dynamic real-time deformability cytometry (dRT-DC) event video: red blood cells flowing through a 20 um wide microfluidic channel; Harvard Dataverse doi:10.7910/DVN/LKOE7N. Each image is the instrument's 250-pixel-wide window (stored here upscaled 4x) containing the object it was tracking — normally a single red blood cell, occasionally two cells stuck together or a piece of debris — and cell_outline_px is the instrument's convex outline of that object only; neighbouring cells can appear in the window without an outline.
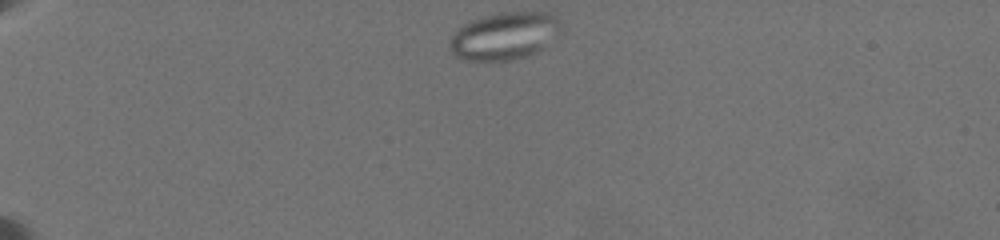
{"species": "common noctule bat (a hibernating species)", "species_latin": "Nyctalus noctula", "temperature_condition": "warm", "stored_images_in_passage": 72, "camera_frame_rate_fps": 3000, "um_per_image_px": 0.085, "animal": {"sex": "female", "body_mass_g": 19.5, "forearm_length_mm": 54.1}, "frame": {"image": 1, "passage_image": 1, "time_ms": 0.0, "image_size_px": [1000, 240], "cell_outline_px": [[560, 32], [536, 52], [528, 56], [508, 60], [464, 60], [456, 56], [448, 48], [452, 36], [464, 24], [472, 20], [484, 16], [500, 12], [548, 12], [556, 16], [560, 20]], "centroid_in_image_um": [42.88, 3.04], "position_along_channel_um": 42.1, "area_um2": 30.46}}
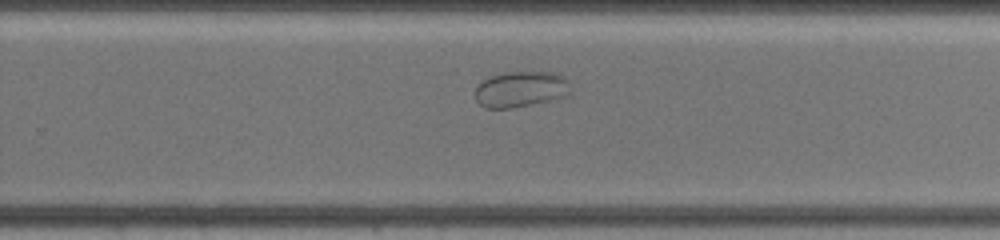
{"frame": {"image": 2, "passage_image": 48, "time_ms": 9.0, "image_size_px": [1000, 240], "cell_outline_px": [[572, 92], [568, 96], [512, 108], [484, 108], [476, 100], [476, 88], [488, 76], [508, 72], [552, 72], [564, 76], [568, 80]], "centroid_in_image_um": [44.3, 7.58], "position_along_channel_um": 285.5, "area_um2": 20.0}}
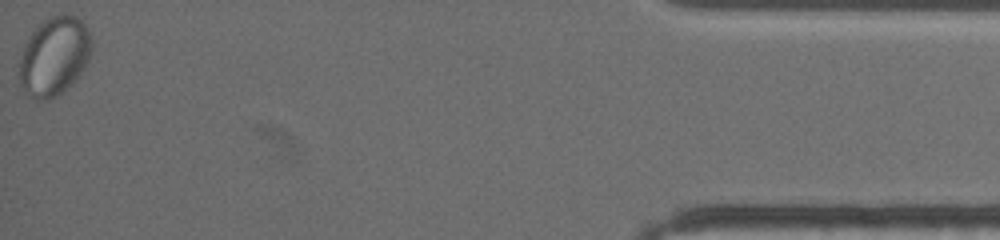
{"frame": {"image": 3, "passage_image": 71, "time_ms": 15.333, "image_size_px": [1000, 240], "cell_outline_px": [[92, 44], [88, 60], [80, 76], [76, 80], [56, 96], [48, 100], [36, 100], [28, 96], [24, 92], [20, 84], [20, 60], [24, 44], [32, 32], [48, 16], [68, 12], [76, 16], [88, 28], [92, 36]], "centroid_in_image_um": [4.63, 4.76], "position_along_channel_um": 430.6, "area_um2": 33.52}}